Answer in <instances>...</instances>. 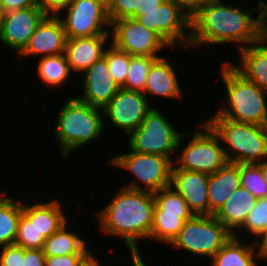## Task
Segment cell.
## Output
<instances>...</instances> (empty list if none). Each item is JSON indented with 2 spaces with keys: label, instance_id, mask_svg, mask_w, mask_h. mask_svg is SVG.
Segmentation results:
<instances>
[{
  "label": "cell",
  "instance_id": "44",
  "mask_svg": "<svg viewBox=\"0 0 267 266\" xmlns=\"http://www.w3.org/2000/svg\"><path fill=\"white\" fill-rule=\"evenodd\" d=\"M143 259V256H131L132 266H148Z\"/></svg>",
  "mask_w": 267,
  "mask_h": 266
},
{
  "label": "cell",
  "instance_id": "4",
  "mask_svg": "<svg viewBox=\"0 0 267 266\" xmlns=\"http://www.w3.org/2000/svg\"><path fill=\"white\" fill-rule=\"evenodd\" d=\"M220 67L219 75L225 87L226 98L215 113L232 121L265 126L267 92L246 80L228 61Z\"/></svg>",
  "mask_w": 267,
  "mask_h": 266
},
{
  "label": "cell",
  "instance_id": "7",
  "mask_svg": "<svg viewBox=\"0 0 267 266\" xmlns=\"http://www.w3.org/2000/svg\"><path fill=\"white\" fill-rule=\"evenodd\" d=\"M109 162L110 166L124 169L133 175L134 180L122 185L123 187L153 193L170 186L173 167V160L170 158L137 153L128 148V153L114 154Z\"/></svg>",
  "mask_w": 267,
  "mask_h": 266
},
{
  "label": "cell",
  "instance_id": "42",
  "mask_svg": "<svg viewBox=\"0 0 267 266\" xmlns=\"http://www.w3.org/2000/svg\"><path fill=\"white\" fill-rule=\"evenodd\" d=\"M165 0H141L140 9L136 10V13L131 17L135 19L141 16V12H151L156 10Z\"/></svg>",
  "mask_w": 267,
  "mask_h": 266
},
{
  "label": "cell",
  "instance_id": "5",
  "mask_svg": "<svg viewBox=\"0 0 267 266\" xmlns=\"http://www.w3.org/2000/svg\"><path fill=\"white\" fill-rule=\"evenodd\" d=\"M204 121L220 138L228 162L257 164L267 158L265 126L232 121L215 112Z\"/></svg>",
  "mask_w": 267,
  "mask_h": 266
},
{
  "label": "cell",
  "instance_id": "36",
  "mask_svg": "<svg viewBox=\"0 0 267 266\" xmlns=\"http://www.w3.org/2000/svg\"><path fill=\"white\" fill-rule=\"evenodd\" d=\"M141 0H113L107 9L110 23L122 18H131L140 9Z\"/></svg>",
  "mask_w": 267,
  "mask_h": 266
},
{
  "label": "cell",
  "instance_id": "9",
  "mask_svg": "<svg viewBox=\"0 0 267 266\" xmlns=\"http://www.w3.org/2000/svg\"><path fill=\"white\" fill-rule=\"evenodd\" d=\"M165 113L157 107L146 114L140 126L128 135V146L130 150L137 153L161 155L172 158L173 153H178L179 139L184 132L175 128L173 122Z\"/></svg>",
  "mask_w": 267,
  "mask_h": 266
},
{
  "label": "cell",
  "instance_id": "18",
  "mask_svg": "<svg viewBox=\"0 0 267 266\" xmlns=\"http://www.w3.org/2000/svg\"><path fill=\"white\" fill-rule=\"evenodd\" d=\"M166 57L165 55L164 57L157 58L153 62L146 77V83L142 93L146 98H149L148 101L153 96H156V99L160 97L175 101L183 100L184 94L182 86L179 83L180 79L176 72V65Z\"/></svg>",
  "mask_w": 267,
  "mask_h": 266
},
{
  "label": "cell",
  "instance_id": "34",
  "mask_svg": "<svg viewBox=\"0 0 267 266\" xmlns=\"http://www.w3.org/2000/svg\"><path fill=\"white\" fill-rule=\"evenodd\" d=\"M46 238L40 234L34 221L21 214L14 245L24 249H42Z\"/></svg>",
  "mask_w": 267,
  "mask_h": 266
},
{
  "label": "cell",
  "instance_id": "14",
  "mask_svg": "<svg viewBox=\"0 0 267 266\" xmlns=\"http://www.w3.org/2000/svg\"><path fill=\"white\" fill-rule=\"evenodd\" d=\"M46 16L40 7H29L3 13L0 44L19 55L26 48L37 26Z\"/></svg>",
  "mask_w": 267,
  "mask_h": 266
},
{
  "label": "cell",
  "instance_id": "32",
  "mask_svg": "<svg viewBox=\"0 0 267 266\" xmlns=\"http://www.w3.org/2000/svg\"><path fill=\"white\" fill-rule=\"evenodd\" d=\"M241 186L257 199L267 197V183L263 179L260 163L240 164Z\"/></svg>",
  "mask_w": 267,
  "mask_h": 266
},
{
  "label": "cell",
  "instance_id": "43",
  "mask_svg": "<svg viewBox=\"0 0 267 266\" xmlns=\"http://www.w3.org/2000/svg\"><path fill=\"white\" fill-rule=\"evenodd\" d=\"M181 2L190 12H192L197 6L203 4L208 0H176Z\"/></svg>",
  "mask_w": 267,
  "mask_h": 266
},
{
  "label": "cell",
  "instance_id": "37",
  "mask_svg": "<svg viewBox=\"0 0 267 266\" xmlns=\"http://www.w3.org/2000/svg\"><path fill=\"white\" fill-rule=\"evenodd\" d=\"M0 266H23L25 249L17 245L0 247Z\"/></svg>",
  "mask_w": 267,
  "mask_h": 266
},
{
  "label": "cell",
  "instance_id": "25",
  "mask_svg": "<svg viewBox=\"0 0 267 266\" xmlns=\"http://www.w3.org/2000/svg\"><path fill=\"white\" fill-rule=\"evenodd\" d=\"M69 220L54 234L48 237L43 245L46 257L64 256L70 254H95L79 233L70 231Z\"/></svg>",
  "mask_w": 267,
  "mask_h": 266
},
{
  "label": "cell",
  "instance_id": "3",
  "mask_svg": "<svg viewBox=\"0 0 267 266\" xmlns=\"http://www.w3.org/2000/svg\"><path fill=\"white\" fill-rule=\"evenodd\" d=\"M73 96L67 98L58 110L53 130L56 144L61 151L60 155L66 160L72 152H77L76 150L102 138L104 131L107 130L103 109L91 106Z\"/></svg>",
  "mask_w": 267,
  "mask_h": 266
},
{
  "label": "cell",
  "instance_id": "45",
  "mask_svg": "<svg viewBox=\"0 0 267 266\" xmlns=\"http://www.w3.org/2000/svg\"><path fill=\"white\" fill-rule=\"evenodd\" d=\"M260 169L262 172L263 179L267 183V158L263 162H260Z\"/></svg>",
  "mask_w": 267,
  "mask_h": 266
},
{
  "label": "cell",
  "instance_id": "6",
  "mask_svg": "<svg viewBox=\"0 0 267 266\" xmlns=\"http://www.w3.org/2000/svg\"><path fill=\"white\" fill-rule=\"evenodd\" d=\"M196 124V128H199L195 131L182 133L177 149L178 152L181 151L178 156L172 158V169L213 174L228 162L224 148L218 135L204 120ZM188 138L189 140L183 144L182 140Z\"/></svg>",
  "mask_w": 267,
  "mask_h": 266
},
{
  "label": "cell",
  "instance_id": "33",
  "mask_svg": "<svg viewBox=\"0 0 267 266\" xmlns=\"http://www.w3.org/2000/svg\"><path fill=\"white\" fill-rule=\"evenodd\" d=\"M246 230L252 239L258 237L262 232L267 229V197L258 198L255 206L248 214L243 226L233 236H237L240 232Z\"/></svg>",
  "mask_w": 267,
  "mask_h": 266
},
{
  "label": "cell",
  "instance_id": "2",
  "mask_svg": "<svg viewBox=\"0 0 267 266\" xmlns=\"http://www.w3.org/2000/svg\"><path fill=\"white\" fill-rule=\"evenodd\" d=\"M119 189L97 213L100 232L119 237L130 256H143L138 243L149 240L155 207L153 193L123 186Z\"/></svg>",
  "mask_w": 267,
  "mask_h": 266
},
{
  "label": "cell",
  "instance_id": "16",
  "mask_svg": "<svg viewBox=\"0 0 267 266\" xmlns=\"http://www.w3.org/2000/svg\"><path fill=\"white\" fill-rule=\"evenodd\" d=\"M67 36L61 20L57 16H46L37 26L26 48L17 56L39 58L65 52Z\"/></svg>",
  "mask_w": 267,
  "mask_h": 266
},
{
  "label": "cell",
  "instance_id": "13",
  "mask_svg": "<svg viewBox=\"0 0 267 266\" xmlns=\"http://www.w3.org/2000/svg\"><path fill=\"white\" fill-rule=\"evenodd\" d=\"M151 105L142 92L120 88L103 108L104 121L107 119L106 123L110 122L113 124L111 127L119 128V131H124L123 134L128 136L140 126L152 109Z\"/></svg>",
  "mask_w": 267,
  "mask_h": 266
},
{
  "label": "cell",
  "instance_id": "28",
  "mask_svg": "<svg viewBox=\"0 0 267 266\" xmlns=\"http://www.w3.org/2000/svg\"><path fill=\"white\" fill-rule=\"evenodd\" d=\"M194 214H171L164 211H153V223L150 231L149 241L152 243H165L170 246L178 236L186 220Z\"/></svg>",
  "mask_w": 267,
  "mask_h": 266
},
{
  "label": "cell",
  "instance_id": "22",
  "mask_svg": "<svg viewBox=\"0 0 267 266\" xmlns=\"http://www.w3.org/2000/svg\"><path fill=\"white\" fill-rule=\"evenodd\" d=\"M240 186V164L238 163L227 162L215 173L208 174L209 215H214Z\"/></svg>",
  "mask_w": 267,
  "mask_h": 266
},
{
  "label": "cell",
  "instance_id": "21",
  "mask_svg": "<svg viewBox=\"0 0 267 266\" xmlns=\"http://www.w3.org/2000/svg\"><path fill=\"white\" fill-rule=\"evenodd\" d=\"M42 201H36L34 204L22 201V213L30 221H34L40 234L47 239L61 228L69 217L65 215L63 203L59 199L54 198L51 201Z\"/></svg>",
  "mask_w": 267,
  "mask_h": 266
},
{
  "label": "cell",
  "instance_id": "38",
  "mask_svg": "<svg viewBox=\"0 0 267 266\" xmlns=\"http://www.w3.org/2000/svg\"><path fill=\"white\" fill-rule=\"evenodd\" d=\"M72 0H40L39 7L47 16H58Z\"/></svg>",
  "mask_w": 267,
  "mask_h": 266
},
{
  "label": "cell",
  "instance_id": "46",
  "mask_svg": "<svg viewBox=\"0 0 267 266\" xmlns=\"http://www.w3.org/2000/svg\"><path fill=\"white\" fill-rule=\"evenodd\" d=\"M97 1L100 2L103 6H105L108 9V7L111 5L113 0H97Z\"/></svg>",
  "mask_w": 267,
  "mask_h": 266
},
{
  "label": "cell",
  "instance_id": "20",
  "mask_svg": "<svg viewBox=\"0 0 267 266\" xmlns=\"http://www.w3.org/2000/svg\"><path fill=\"white\" fill-rule=\"evenodd\" d=\"M239 63L227 60L246 80L267 92V35L257 43L238 50Z\"/></svg>",
  "mask_w": 267,
  "mask_h": 266
},
{
  "label": "cell",
  "instance_id": "35",
  "mask_svg": "<svg viewBox=\"0 0 267 266\" xmlns=\"http://www.w3.org/2000/svg\"><path fill=\"white\" fill-rule=\"evenodd\" d=\"M100 262L94 254H70L45 258V266H96Z\"/></svg>",
  "mask_w": 267,
  "mask_h": 266
},
{
  "label": "cell",
  "instance_id": "15",
  "mask_svg": "<svg viewBox=\"0 0 267 266\" xmlns=\"http://www.w3.org/2000/svg\"><path fill=\"white\" fill-rule=\"evenodd\" d=\"M83 93L76 96L91 106L103 109L115 96L120 87L110 75L106 58L103 56L80 74Z\"/></svg>",
  "mask_w": 267,
  "mask_h": 266
},
{
  "label": "cell",
  "instance_id": "47",
  "mask_svg": "<svg viewBox=\"0 0 267 266\" xmlns=\"http://www.w3.org/2000/svg\"><path fill=\"white\" fill-rule=\"evenodd\" d=\"M1 18H2V12L0 11V32H1Z\"/></svg>",
  "mask_w": 267,
  "mask_h": 266
},
{
  "label": "cell",
  "instance_id": "29",
  "mask_svg": "<svg viewBox=\"0 0 267 266\" xmlns=\"http://www.w3.org/2000/svg\"><path fill=\"white\" fill-rule=\"evenodd\" d=\"M157 58L159 57L130 56V65L127 71V78L125 85L122 88L143 92L146 83V77L153 62Z\"/></svg>",
  "mask_w": 267,
  "mask_h": 266
},
{
  "label": "cell",
  "instance_id": "17",
  "mask_svg": "<svg viewBox=\"0 0 267 266\" xmlns=\"http://www.w3.org/2000/svg\"><path fill=\"white\" fill-rule=\"evenodd\" d=\"M170 186L183 197L194 215H209L208 174L172 169Z\"/></svg>",
  "mask_w": 267,
  "mask_h": 266
},
{
  "label": "cell",
  "instance_id": "31",
  "mask_svg": "<svg viewBox=\"0 0 267 266\" xmlns=\"http://www.w3.org/2000/svg\"><path fill=\"white\" fill-rule=\"evenodd\" d=\"M103 56L107 60L110 75L113 77L116 84L122 88L125 85L127 78V71L130 65V55L109 43Z\"/></svg>",
  "mask_w": 267,
  "mask_h": 266
},
{
  "label": "cell",
  "instance_id": "1",
  "mask_svg": "<svg viewBox=\"0 0 267 266\" xmlns=\"http://www.w3.org/2000/svg\"><path fill=\"white\" fill-rule=\"evenodd\" d=\"M223 1L208 0L191 12L189 49L234 43L240 50L267 35L266 1L261 0L257 8L246 7V10ZM256 11L257 17L253 15Z\"/></svg>",
  "mask_w": 267,
  "mask_h": 266
},
{
  "label": "cell",
  "instance_id": "30",
  "mask_svg": "<svg viewBox=\"0 0 267 266\" xmlns=\"http://www.w3.org/2000/svg\"><path fill=\"white\" fill-rule=\"evenodd\" d=\"M154 211H164L171 214H193L187 202L171 186L153 192Z\"/></svg>",
  "mask_w": 267,
  "mask_h": 266
},
{
  "label": "cell",
  "instance_id": "11",
  "mask_svg": "<svg viewBox=\"0 0 267 266\" xmlns=\"http://www.w3.org/2000/svg\"><path fill=\"white\" fill-rule=\"evenodd\" d=\"M110 40L111 44L130 56L162 57L164 49L174 51L157 33L148 30L133 18L112 21Z\"/></svg>",
  "mask_w": 267,
  "mask_h": 266
},
{
  "label": "cell",
  "instance_id": "27",
  "mask_svg": "<svg viewBox=\"0 0 267 266\" xmlns=\"http://www.w3.org/2000/svg\"><path fill=\"white\" fill-rule=\"evenodd\" d=\"M6 193L0 194V247L14 244L22 214V201Z\"/></svg>",
  "mask_w": 267,
  "mask_h": 266
},
{
  "label": "cell",
  "instance_id": "19",
  "mask_svg": "<svg viewBox=\"0 0 267 266\" xmlns=\"http://www.w3.org/2000/svg\"><path fill=\"white\" fill-rule=\"evenodd\" d=\"M110 35H96L67 39L65 56L71 71L82 74L104 55Z\"/></svg>",
  "mask_w": 267,
  "mask_h": 266
},
{
  "label": "cell",
  "instance_id": "8",
  "mask_svg": "<svg viewBox=\"0 0 267 266\" xmlns=\"http://www.w3.org/2000/svg\"><path fill=\"white\" fill-rule=\"evenodd\" d=\"M232 237L214 215H193L170 245L175 250L211 259Z\"/></svg>",
  "mask_w": 267,
  "mask_h": 266
},
{
  "label": "cell",
  "instance_id": "24",
  "mask_svg": "<svg viewBox=\"0 0 267 266\" xmlns=\"http://www.w3.org/2000/svg\"><path fill=\"white\" fill-rule=\"evenodd\" d=\"M233 236L211 259V266H258L259 257L254 242Z\"/></svg>",
  "mask_w": 267,
  "mask_h": 266
},
{
  "label": "cell",
  "instance_id": "41",
  "mask_svg": "<svg viewBox=\"0 0 267 266\" xmlns=\"http://www.w3.org/2000/svg\"><path fill=\"white\" fill-rule=\"evenodd\" d=\"M253 242L259 261L262 262L264 260V262H267V229L256 237Z\"/></svg>",
  "mask_w": 267,
  "mask_h": 266
},
{
  "label": "cell",
  "instance_id": "48",
  "mask_svg": "<svg viewBox=\"0 0 267 266\" xmlns=\"http://www.w3.org/2000/svg\"><path fill=\"white\" fill-rule=\"evenodd\" d=\"M96 266H102V263L100 262V263H98Z\"/></svg>",
  "mask_w": 267,
  "mask_h": 266
},
{
  "label": "cell",
  "instance_id": "26",
  "mask_svg": "<svg viewBox=\"0 0 267 266\" xmlns=\"http://www.w3.org/2000/svg\"><path fill=\"white\" fill-rule=\"evenodd\" d=\"M37 77L48 88L59 89L70 81L73 72L64 53L38 58ZM72 73V74H71Z\"/></svg>",
  "mask_w": 267,
  "mask_h": 266
},
{
  "label": "cell",
  "instance_id": "12",
  "mask_svg": "<svg viewBox=\"0 0 267 266\" xmlns=\"http://www.w3.org/2000/svg\"><path fill=\"white\" fill-rule=\"evenodd\" d=\"M57 17L63 24L67 39L110 35L107 8L97 0H72Z\"/></svg>",
  "mask_w": 267,
  "mask_h": 266
},
{
  "label": "cell",
  "instance_id": "23",
  "mask_svg": "<svg viewBox=\"0 0 267 266\" xmlns=\"http://www.w3.org/2000/svg\"><path fill=\"white\" fill-rule=\"evenodd\" d=\"M256 201L257 198L249 190L240 186L214 216L234 235L243 226Z\"/></svg>",
  "mask_w": 267,
  "mask_h": 266
},
{
  "label": "cell",
  "instance_id": "40",
  "mask_svg": "<svg viewBox=\"0 0 267 266\" xmlns=\"http://www.w3.org/2000/svg\"><path fill=\"white\" fill-rule=\"evenodd\" d=\"M45 258L42 249H25L23 266H45Z\"/></svg>",
  "mask_w": 267,
  "mask_h": 266
},
{
  "label": "cell",
  "instance_id": "39",
  "mask_svg": "<svg viewBox=\"0 0 267 266\" xmlns=\"http://www.w3.org/2000/svg\"><path fill=\"white\" fill-rule=\"evenodd\" d=\"M40 0H0V11L3 13L26 9L29 7H39Z\"/></svg>",
  "mask_w": 267,
  "mask_h": 266
},
{
  "label": "cell",
  "instance_id": "10",
  "mask_svg": "<svg viewBox=\"0 0 267 266\" xmlns=\"http://www.w3.org/2000/svg\"><path fill=\"white\" fill-rule=\"evenodd\" d=\"M135 19L157 33L173 50L189 49L191 12L181 2L165 0L156 10L141 12Z\"/></svg>",
  "mask_w": 267,
  "mask_h": 266
}]
</instances>
